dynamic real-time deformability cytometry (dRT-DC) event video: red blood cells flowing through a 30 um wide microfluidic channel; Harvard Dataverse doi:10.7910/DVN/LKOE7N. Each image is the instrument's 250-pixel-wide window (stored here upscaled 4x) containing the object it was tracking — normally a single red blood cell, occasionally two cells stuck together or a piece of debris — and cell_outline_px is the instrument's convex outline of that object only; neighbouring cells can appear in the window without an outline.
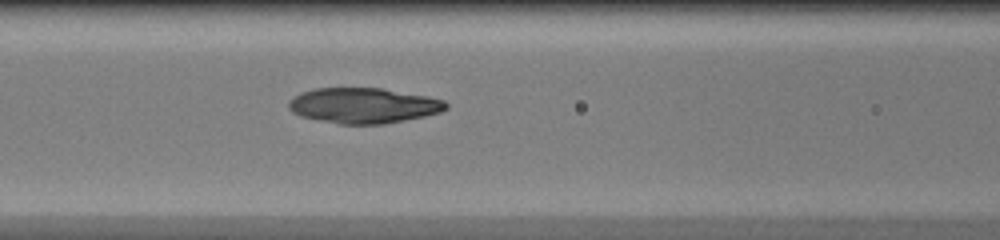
{"species": "common noctule bat (a hibernating species)", "species_latin": "Nyctalus noctula", "temperature_condition": "warm", "stored_images_in_passage": 31, "camera_frame_rate_fps": 3000, "um_per_image_px": 0.085, "animal": {"sex": "female", "body_mass_g": 20.0, "forearm_length_mm": 54.0}, "frame": {"image": 1, "passage_image": 13, "time_ms": 4.0, "image_size_px": [1000, 240], "cell_outline_px": [[448, 108], [440, 112], [424, 116], [384, 124], [340, 124], [300, 116], [292, 112], [288, 108], [288, 100], [292, 96], [300, 92], [316, 88], [384, 88], [428, 96], [444, 100], [448, 104]], "centroid_in_image_um": [30.88, 8.96], "position_along_channel_um": 135.7, "area_um2": 32.66}}
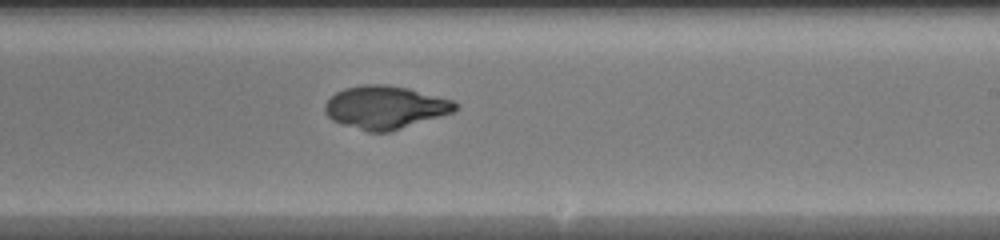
{"frame": {"image": 2, "passage_image": 21, "time_ms": 6.667, "image_size_px": [1000, 240], "cell_outline_px": [[460, 104], [452, 112], [440, 116], [388, 132], [368, 132], [332, 120], [324, 112], [324, 104], [336, 92], [344, 88], [364, 84], [384, 84], [408, 88], [452, 100]], "centroid_in_image_um": [32.72, 9.11], "position_along_channel_um": 256.3, "area_um2": 32.31}}
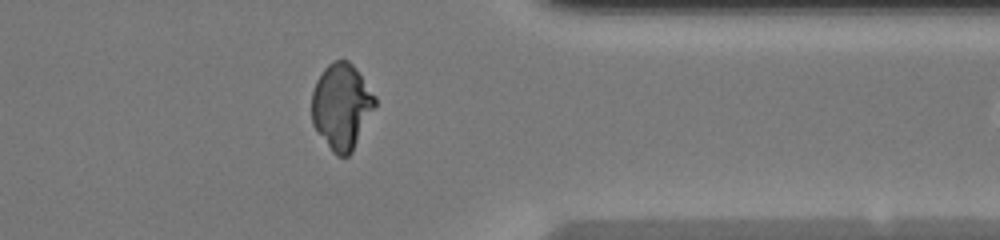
{"frame": {"image": 3, "passage_image": 30, "time_ms": 9.667, "image_size_px": [1000, 240], "cell_outline_px": [[376, 104], [352, 152], [348, 156], [336, 156], [332, 152], [312, 124], [312, 92], [316, 80], [324, 68], [332, 60], [348, 60], [356, 68], [376, 96]], "centroid_in_image_um": [29.02, 9.02], "position_along_channel_um": 382.4, "area_um2": 31.62}}